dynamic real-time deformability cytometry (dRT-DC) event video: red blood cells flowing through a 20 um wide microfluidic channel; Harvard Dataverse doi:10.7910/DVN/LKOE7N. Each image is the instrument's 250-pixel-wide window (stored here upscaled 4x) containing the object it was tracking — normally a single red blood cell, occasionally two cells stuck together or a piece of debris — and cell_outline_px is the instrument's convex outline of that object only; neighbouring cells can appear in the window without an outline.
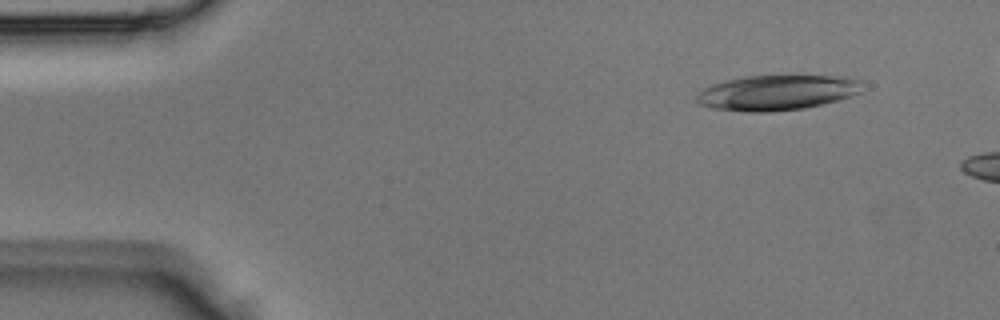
{"species": "Egyptian fruit bat (a non-hibernating species)", "species_latin": "Rousettus aegyptiacus", "temperature_condition": "room temperature", "stored_images_in_passage": 2, "camera_frame_rate_fps": 3000, "um_per_image_px": 0.085, "animal": {"sex": "male"}, "frame": {"image": 1, "passage_image": 1, "time_ms": 0.0, "image_size_px": [1000, 320], "cell_outline_px": [[864, 80], [860, 92], [824, 104], [804, 108], [768, 112], [748, 112], [712, 108], [700, 104], [696, 100], [696, 96], [704, 88], [712, 84], [724, 80], [744, 76], [796, 72], [848, 76]], "centroid_in_image_um": [66.13, 7.8], "position_along_channel_um": 18.9, "area_um2": 35.55}}